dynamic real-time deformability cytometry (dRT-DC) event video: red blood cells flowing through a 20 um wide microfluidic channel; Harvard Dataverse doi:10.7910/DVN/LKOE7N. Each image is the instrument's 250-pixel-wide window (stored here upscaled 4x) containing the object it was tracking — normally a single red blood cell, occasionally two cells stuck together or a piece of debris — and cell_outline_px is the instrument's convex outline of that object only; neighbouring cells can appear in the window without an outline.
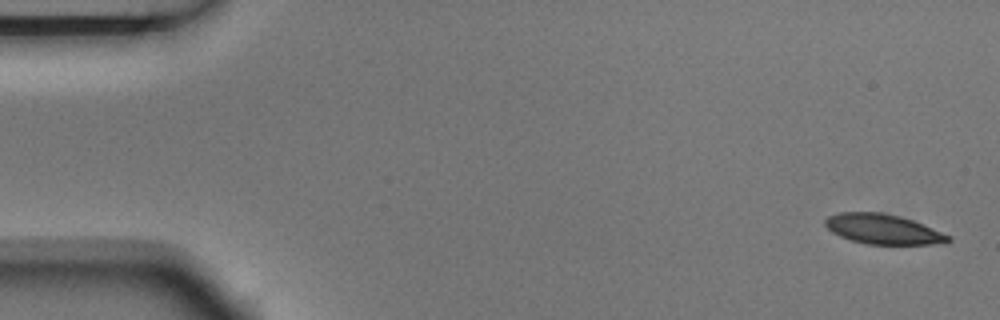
{"species": "Egyptian fruit bat (a non-hibernating species)", "species_latin": "Rousettus aegyptiacus", "temperature_condition": "room temperature", "stored_images_in_passage": 5, "camera_frame_rate_fps": 3000, "um_per_image_px": 0.085, "animal": {"sex": "male"}, "frame": {"image": 1, "passage_image": 1, "time_ms": 0.0, "image_size_px": [1000, 320], "cell_outline_px": [[952, 240], [944, 244], [868, 244], [852, 240], [840, 236], [832, 232], [824, 224], [824, 220], [828, 216], [840, 212], [880, 212], [900, 216], [912, 220], [952, 236]], "centroid_in_image_um": [75.08, 19.48], "position_along_channel_um": 9.9, "area_um2": 21.44}}
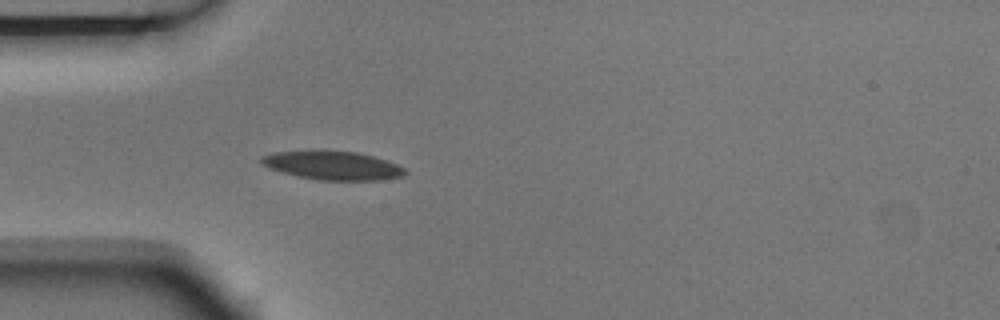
{"frame": {"image": 2, "passage_image": 5, "time_ms": 1.333, "image_size_px": [1000, 320], "cell_outline_px": [[408, 172], [404, 176], [380, 180], [320, 180], [296, 176], [268, 168], [260, 164], [260, 156], [272, 152], [308, 148], [324, 148], [356, 152], [372, 156], [396, 164], [404, 168]], "centroid_in_image_um": [28.17, 14.02], "position_along_channel_um": 56.8, "area_um2": 24.97}}